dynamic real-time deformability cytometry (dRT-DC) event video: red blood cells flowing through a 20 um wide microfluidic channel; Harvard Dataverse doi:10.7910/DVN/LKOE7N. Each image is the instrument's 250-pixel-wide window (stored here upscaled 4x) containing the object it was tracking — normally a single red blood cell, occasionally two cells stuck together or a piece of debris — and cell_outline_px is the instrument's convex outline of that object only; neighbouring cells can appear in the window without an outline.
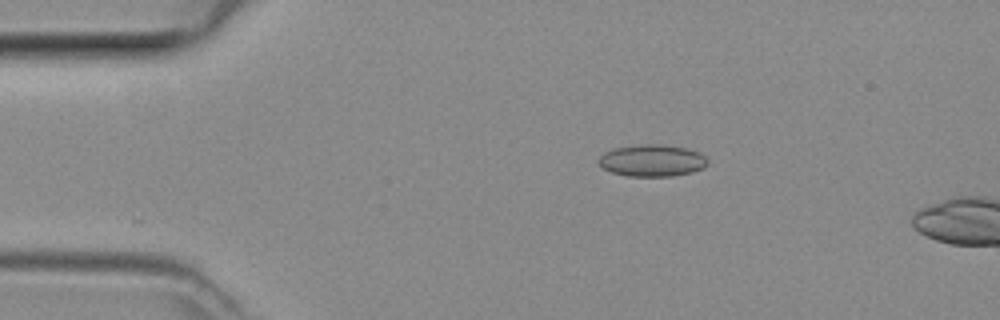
{"species": "common noctule bat (a hibernating species)", "species_latin": "Nyctalus noctula", "temperature_condition": "room temperature", "stored_images_in_passage": 11, "camera_frame_rate_fps": 3000, "um_per_image_px": 0.085, "animal": {"sex": "female", "body_mass_g": 29.2, "forearm_length_mm": 56.3}, "frame": {"image": 1, "passage_image": 8, "time_ms": 2.333, "image_size_px": [1000, 320], "cell_outline_px": [[708, 164], [704, 168], [692, 172], [672, 176], [628, 176], [612, 172], [604, 168], [596, 160], [604, 152], [612, 148], [640, 144], [660, 144], [688, 148], [700, 152], [708, 160]], "centroid_in_image_um": [55.44, 13.63], "position_along_channel_um": 29.6, "area_um2": 20.46}}